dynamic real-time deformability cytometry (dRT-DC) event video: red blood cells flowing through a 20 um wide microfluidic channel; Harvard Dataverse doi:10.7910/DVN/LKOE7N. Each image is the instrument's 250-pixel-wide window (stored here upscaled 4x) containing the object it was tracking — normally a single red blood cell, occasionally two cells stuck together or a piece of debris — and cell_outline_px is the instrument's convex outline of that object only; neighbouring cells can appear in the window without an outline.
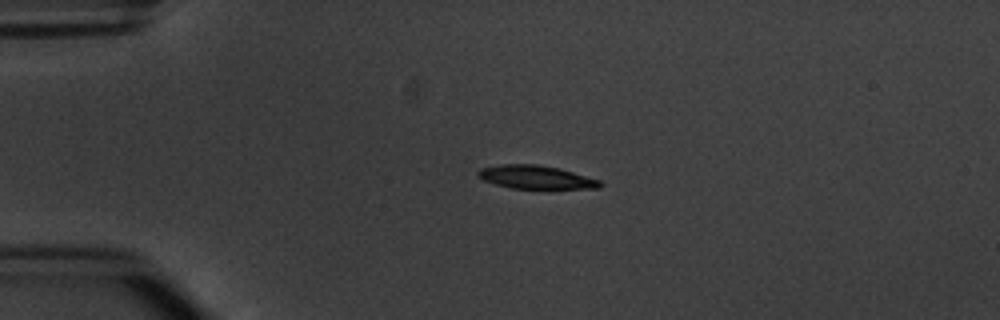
{"species": "common noctule bat (a hibernating species)", "species_latin": "Nyctalus noctula", "temperature_condition": "warm", "stored_images_in_passage": 7, "camera_frame_rate_fps": 3000, "um_per_image_px": 0.085, "animal": {"sex": "male", "body_mass_g": 20.1, "forearm_length_mm": 53.5}, "frame": {"image": 1, "passage_image": 3, "time_ms": 2.333, "image_size_px": [1000, 320], "cell_outline_px": [[604, 184], [600, 188], [512, 188], [496, 184], [484, 180], [476, 176], [476, 172], [480, 168], [500, 164], [540, 164], [560, 168], [600, 180]], "centroid_in_image_um": [45.54, 15.04], "position_along_channel_um": 39.5, "area_um2": 16.65}}
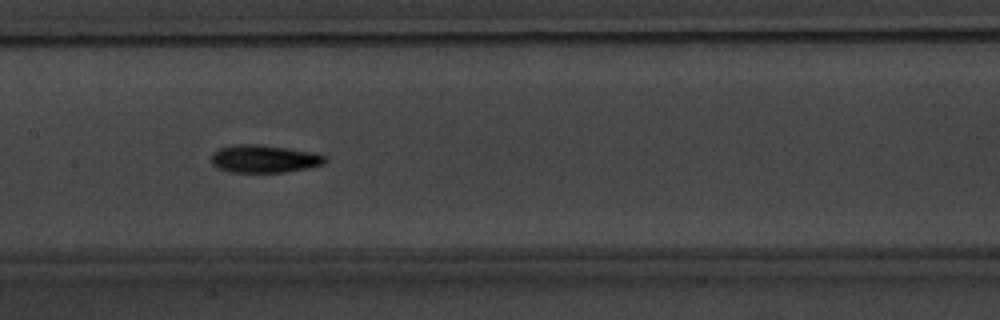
{"frame": {"image": 2, "passage_image": 7, "time_ms": 7.0, "image_size_px": [1000, 320], "cell_outline_px": [[328, 160], [324, 164], [308, 168], [284, 172], [232, 172], [216, 168], [212, 164], [212, 152], [220, 148], [236, 144], [256, 144], [312, 152], [328, 156]], "centroid_in_image_um": [22.46, 13.5], "position_along_channel_um": 184.9, "area_um2": 18.38}}